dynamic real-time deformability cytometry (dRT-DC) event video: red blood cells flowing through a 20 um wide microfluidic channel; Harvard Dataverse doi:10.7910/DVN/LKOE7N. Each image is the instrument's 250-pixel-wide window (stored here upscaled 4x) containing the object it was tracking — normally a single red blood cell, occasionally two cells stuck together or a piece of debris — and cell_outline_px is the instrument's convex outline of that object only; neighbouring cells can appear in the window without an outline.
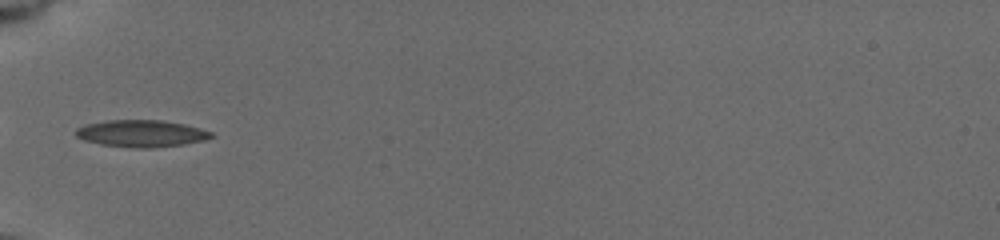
{"species": "common noctule bat (a hibernating species)", "species_latin": "Nyctalus noctula", "temperature_condition": "cold", "stored_images_in_passage": 36, "camera_frame_rate_fps": 3000, "um_per_image_px": 0.085, "animal": {"sex": "female", "body_mass_g": 19.5, "forearm_length_mm": 54.1}, "frame": {"image": 1, "passage_image": 1, "time_ms": 0.0, "image_size_px": [1000, 240], "cell_outline_px": [[216, 136], [204, 140], [180, 144], [148, 148], [136, 148], [100, 144], [84, 140], [76, 136], [76, 128], [88, 124], [108, 120], [164, 120], [184, 124], [200, 128], [212, 132]], "centroid_in_image_um": [12.03, 11.34], "position_along_channel_um": 73.0, "area_um2": 21.1}}
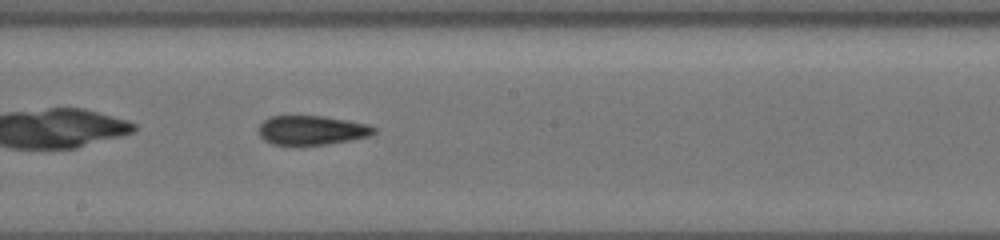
{"frame": {"image": 2, "passage_image": 13, "time_ms": 4.0, "image_size_px": [1000, 240], "cell_outline_px": [[376, 132], [368, 136], [328, 144], [272, 144], [264, 140], [260, 136], [260, 124], [264, 120], [272, 116], [324, 116], [348, 120], [368, 124], [376, 128]], "centroid_in_image_um": [26.52, 11.05], "position_along_channel_um": 221.7, "area_um2": 19.36}}
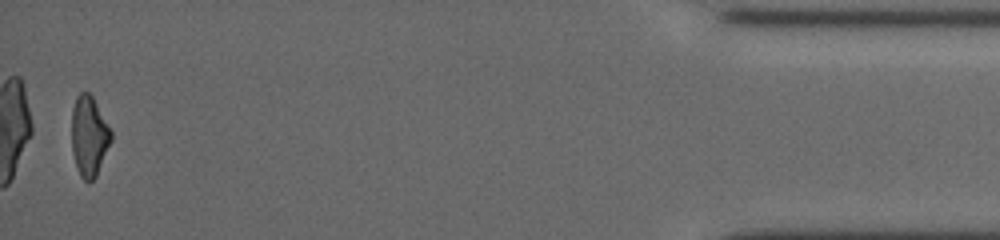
{"frame": {"image": 3, "passage_image": 35, "time_ms": 11.333, "image_size_px": [1000, 240], "cell_outline_px": [[112, 140], [96, 176], [92, 180], [84, 180], [80, 176], [76, 168], [72, 152], [72, 108], [76, 96], [80, 92], [88, 92], [92, 96], [112, 132]], "centroid_in_image_um": [7.56, 11.57], "position_along_channel_um": 427.6, "area_um2": 18.38}, "authors_computed_cell_mechanics": {"area_um2": 19.7965, "velocity_mm_per_s": 3.7663, "shape_relaxation_time_tau1_ms": 9.4919, "shape_relaxation_time_tau2_ms": 2.0148, "deformation_change_tau1": 0.2569, "deformation_change_tau2": 0.0995}}